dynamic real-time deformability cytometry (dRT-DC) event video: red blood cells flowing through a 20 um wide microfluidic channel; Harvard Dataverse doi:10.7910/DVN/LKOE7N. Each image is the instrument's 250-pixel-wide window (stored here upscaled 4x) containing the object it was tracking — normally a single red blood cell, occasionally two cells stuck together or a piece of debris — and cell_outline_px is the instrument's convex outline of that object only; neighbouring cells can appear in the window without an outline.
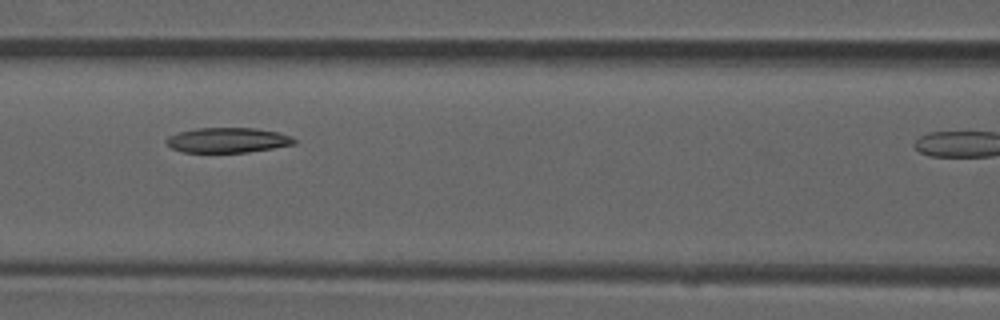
{"species": "common noctule bat (a hibernating species)", "species_latin": "Nyctalus noctula", "temperature_condition": "room temperature", "stored_images_in_passage": 6, "camera_frame_rate_fps": 3000, "um_per_image_px": 0.085, "animal": {"sex": "male", "forearm_length_mm": 52.5}, "frame": {"image": 1, "passage_image": 4, "time_ms": 1.0, "image_size_px": [1000, 320], "cell_outline_px": [[296, 144], [248, 152], [180, 152], [172, 148], [164, 140], [168, 136], [180, 132], [196, 128], [256, 128], [280, 132], [292, 136], [296, 140]], "centroid_in_image_um": [19.38, 11.91], "position_along_channel_um": 147.2, "area_um2": 18.73}}
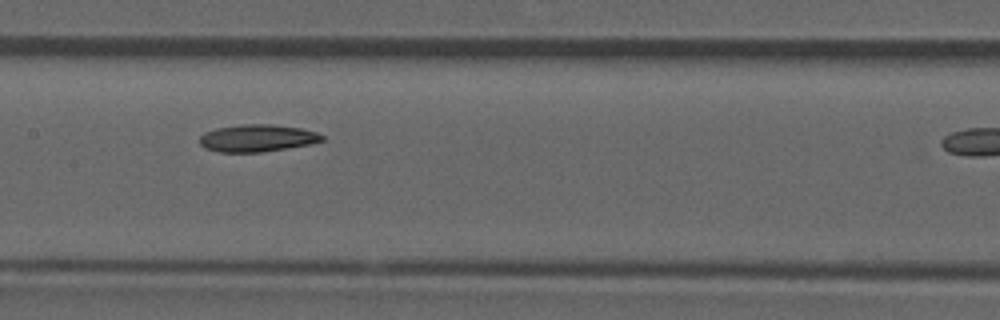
{"frame": {"image": 2, "passage_image": 5, "time_ms": 1.333, "image_size_px": [1000, 320], "cell_outline_px": [[324, 140], [312, 144], [260, 152], [220, 152], [204, 148], [200, 144], [200, 136], [204, 132], [216, 128], [240, 124], [268, 124], [300, 128], [316, 132], [324, 136]], "centroid_in_image_um": [21.85, 11.74], "position_along_channel_um": 185.6, "area_um2": 19.42}}